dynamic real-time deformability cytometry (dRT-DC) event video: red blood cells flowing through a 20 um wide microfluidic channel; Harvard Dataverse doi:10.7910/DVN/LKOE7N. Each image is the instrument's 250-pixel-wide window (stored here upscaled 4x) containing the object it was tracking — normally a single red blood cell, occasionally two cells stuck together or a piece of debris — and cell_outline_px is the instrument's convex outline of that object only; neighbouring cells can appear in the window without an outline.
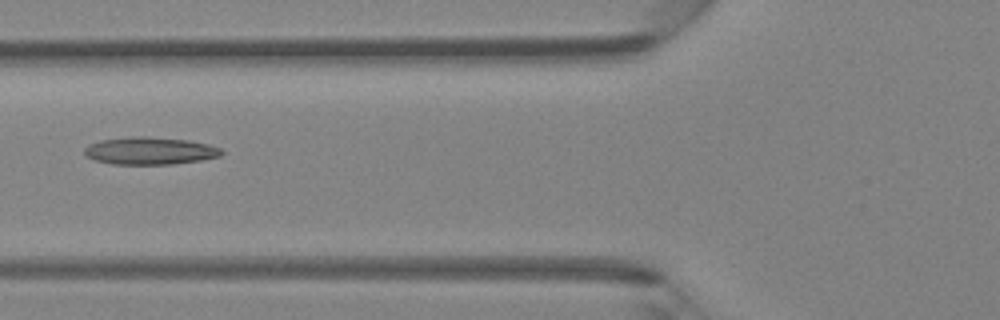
{"species": "Egyptian fruit bat (a non-hibernating species)", "species_latin": "Rousettus aegyptiacus", "temperature_condition": "room temperature", "stored_images_in_passage": 4, "camera_frame_rate_fps": 3000, "um_per_image_px": 0.085, "animal": {"sex": "female"}, "frame": {"image": 1, "passage_image": 4, "time_ms": 3.667, "image_size_px": [1000, 320], "cell_outline_px": [[224, 152], [220, 156], [200, 160], [172, 164], [112, 164], [96, 160], [84, 156], [84, 148], [88, 144], [100, 140], [132, 136], [144, 136], [188, 140], [208, 144], [220, 148]], "centroid_in_image_um": [12.71, 12.81], "position_along_channel_um": 113.1, "area_um2": 21.96}}